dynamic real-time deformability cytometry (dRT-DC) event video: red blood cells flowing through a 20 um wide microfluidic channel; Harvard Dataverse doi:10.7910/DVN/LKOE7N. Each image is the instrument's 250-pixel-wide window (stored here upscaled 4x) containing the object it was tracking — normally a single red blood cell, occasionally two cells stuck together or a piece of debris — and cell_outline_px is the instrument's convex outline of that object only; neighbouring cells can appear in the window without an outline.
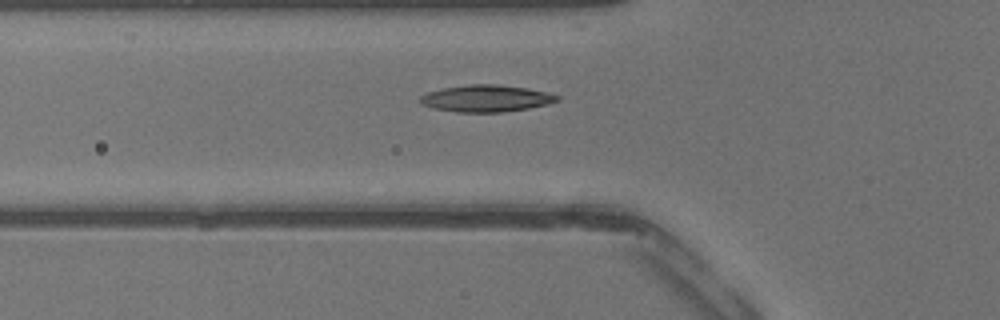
{"species": "common noctule bat (a hibernating species)", "species_latin": "Nyctalus noctula", "temperature_condition": "warm", "stored_images_in_passage": 11, "camera_frame_rate_fps": 3000, "um_per_image_px": 0.085, "animal": {"sex": "male", "body_mass_g": 13.3}, "frame": {"image": 1, "passage_image": 3, "time_ms": 0.667, "image_size_px": [1000, 320], "cell_outline_px": [[560, 100], [528, 108], [500, 112], [456, 112], [436, 108], [420, 104], [420, 96], [428, 92], [444, 88], [468, 84], [496, 84], [528, 88], [548, 92], [560, 96]], "centroid_in_image_um": [41.33, 8.35], "position_along_channel_um": 84.5, "area_um2": 21.27}}
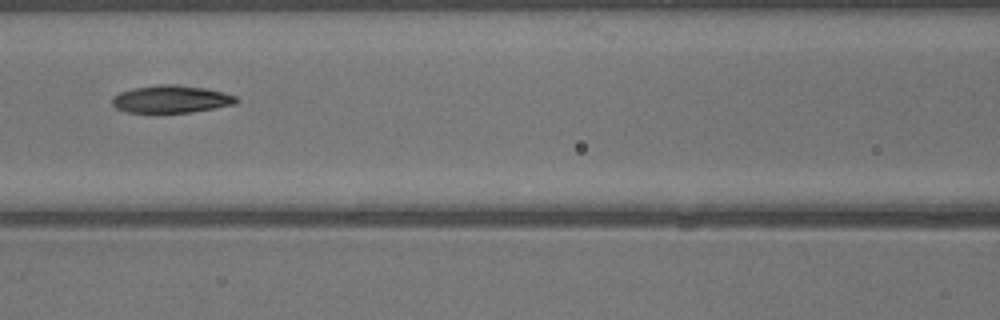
{"frame": {"image": 2, "passage_image": 7, "time_ms": 2.0, "image_size_px": [1000, 320], "cell_outline_px": [[240, 100], [236, 104], [192, 112], [128, 112], [116, 108], [112, 104], [112, 96], [120, 92], [132, 88], [156, 84], [176, 84], [204, 88], [224, 92], [236, 96]], "centroid_in_image_um": [14.56, 8.41], "position_along_channel_um": 152.0, "area_um2": 20.0}}
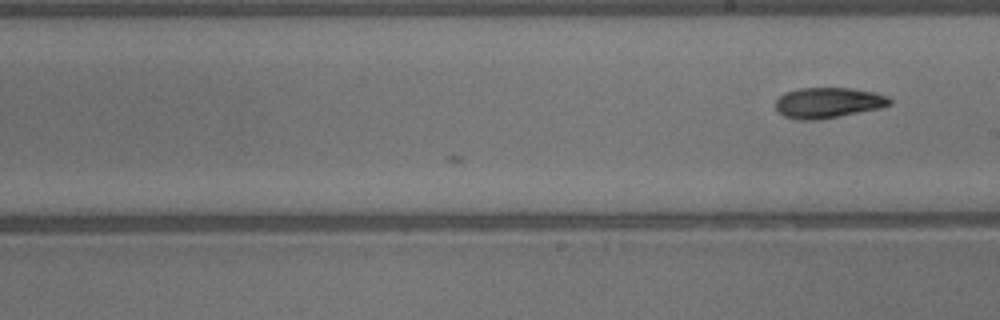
{"frame": {"image": 3, "passage_image": 11, "time_ms": 3.333, "image_size_px": [1000, 320], "cell_outline_px": [[892, 104], [880, 108], [820, 120], [796, 120], [784, 116], [776, 112], [776, 100], [784, 92], [796, 88], [848, 88], [876, 92], [888, 96], [892, 100]], "centroid_in_image_um": [70.37, 8.74], "position_along_channel_um": 218.6, "area_um2": 20.63}}